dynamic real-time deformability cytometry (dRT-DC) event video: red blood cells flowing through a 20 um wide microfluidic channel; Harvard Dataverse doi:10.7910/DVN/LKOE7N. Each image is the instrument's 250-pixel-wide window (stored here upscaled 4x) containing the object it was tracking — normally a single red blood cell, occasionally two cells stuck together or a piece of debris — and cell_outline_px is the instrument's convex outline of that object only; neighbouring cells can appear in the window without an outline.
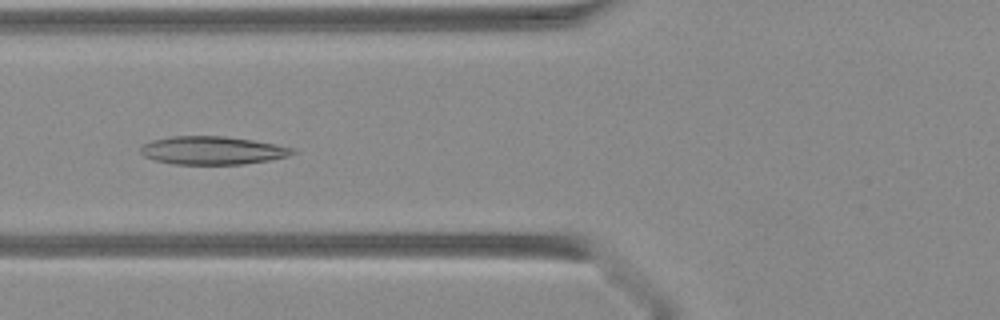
{"species": "Egyptian fruit bat (a non-hibernating species)", "species_latin": "Rousettus aegyptiacus", "temperature_condition": "warm", "stored_images_in_passage": 41, "camera_frame_rate_fps": 3000, "um_per_image_px": 0.085, "animal": {"sex": "female"}, "frame": {"image": 1, "passage_image": 16, "time_ms": 5.0, "image_size_px": [1000, 320], "cell_outline_px": [[296, 152], [288, 156], [268, 160], [244, 164], [172, 164], [156, 160], [144, 156], [140, 152], [140, 148], [144, 144], [152, 140], [172, 136], [224, 136], [252, 140], [276, 144], [296, 148]], "centroid_in_image_um": [18.07, 12.78], "position_along_channel_um": 107.7, "area_um2": 24.91}}
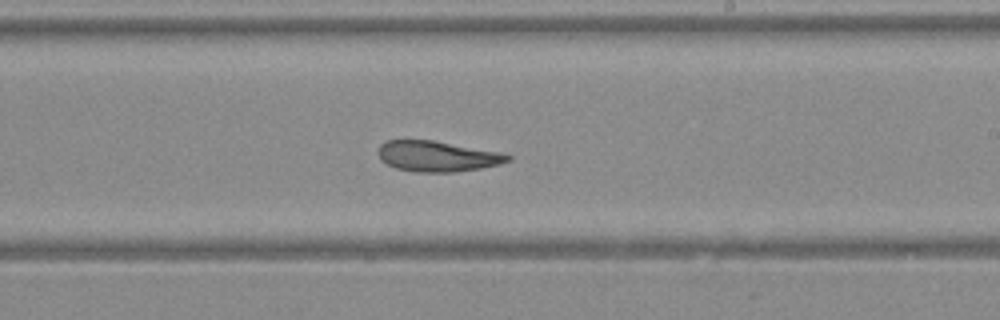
{"frame": {"image": 2, "passage_image": 25, "time_ms": 8.0, "image_size_px": [1000, 320], "cell_outline_px": [[512, 160], [500, 164], [480, 168], [456, 172], [416, 172], [396, 168], [380, 160], [380, 144], [384, 140], [432, 140], [500, 152], [512, 156]], "centroid_in_image_um": [37.19, 13.28], "position_along_channel_um": 251.8, "area_um2": 23.0}}
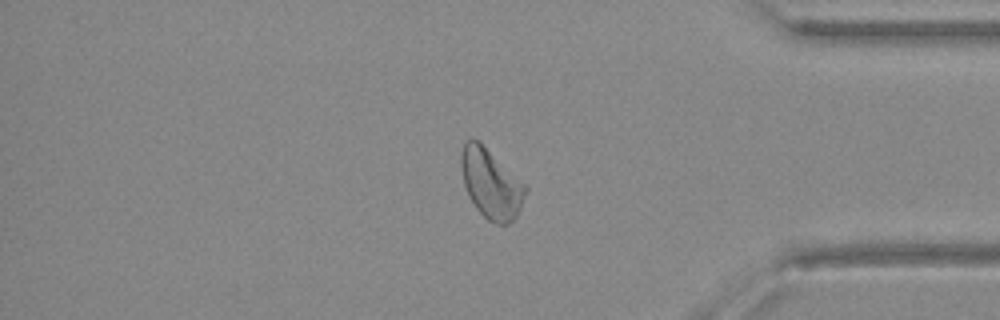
{"frame": {"image": 3, "passage_image": 35, "time_ms": 11.333, "image_size_px": [1000, 320], "cell_outline_px": [[528, 188], [520, 208], [516, 216], [508, 224], [496, 224], [488, 220], [476, 208], [464, 184], [460, 164], [460, 152], [464, 144], [468, 140], [480, 140]], "centroid_in_image_um": [41.72, 15.59], "position_along_channel_um": 393.5, "area_um2": 25.72}}